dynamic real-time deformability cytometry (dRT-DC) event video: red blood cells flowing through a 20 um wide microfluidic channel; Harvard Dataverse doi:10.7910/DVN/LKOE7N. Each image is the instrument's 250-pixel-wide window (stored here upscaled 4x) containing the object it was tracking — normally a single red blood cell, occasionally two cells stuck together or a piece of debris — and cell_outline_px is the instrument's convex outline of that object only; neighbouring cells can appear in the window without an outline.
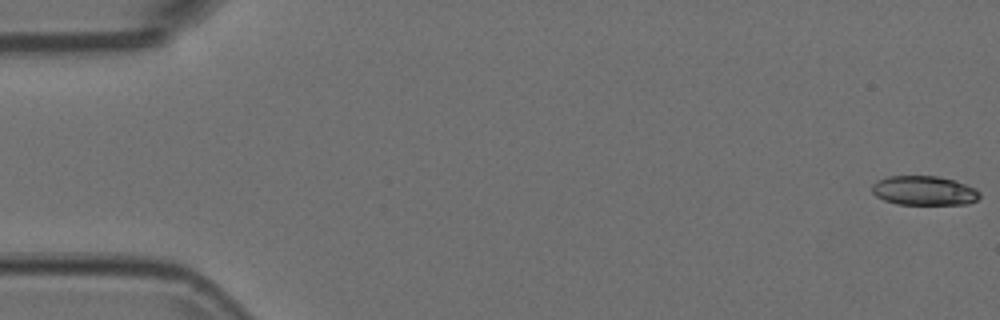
{"species": "Egyptian fruit bat (a non-hibernating species)", "species_latin": "Rousettus aegyptiacus", "temperature_condition": "room temperature", "stored_images_in_passage": 54, "camera_frame_rate_fps": 3000, "um_per_image_px": 0.085, "animal": {"sex": "female"}, "frame": {"image": 1, "passage_image": 1, "time_ms": 0.0, "image_size_px": [1000, 320], "cell_outline_px": [[980, 196], [976, 200], [968, 204], [896, 204], [884, 200], [876, 196], [872, 192], [872, 184], [876, 180], [888, 176], [936, 176], [956, 180], [976, 188], [980, 192]], "centroid_in_image_um": [78.55, 16.2], "position_along_channel_um": 6.5, "area_um2": 18.55}}
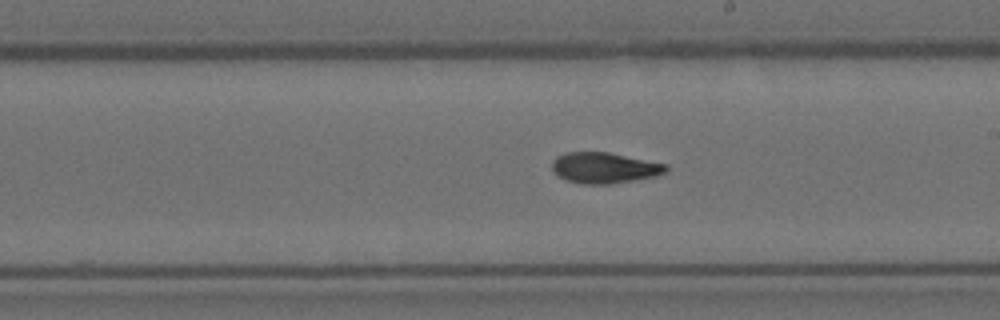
{"frame": {"image": 2, "passage_image": 31, "time_ms": 10.0, "image_size_px": [1000, 320], "cell_outline_px": [[668, 172], [656, 176], [612, 184], [580, 184], [564, 180], [556, 176], [552, 172], [552, 160], [556, 156], [564, 152], [608, 152], [668, 164]], "centroid_in_image_um": [51.34, 14.27], "position_along_channel_um": 237.7, "area_um2": 20.92}}
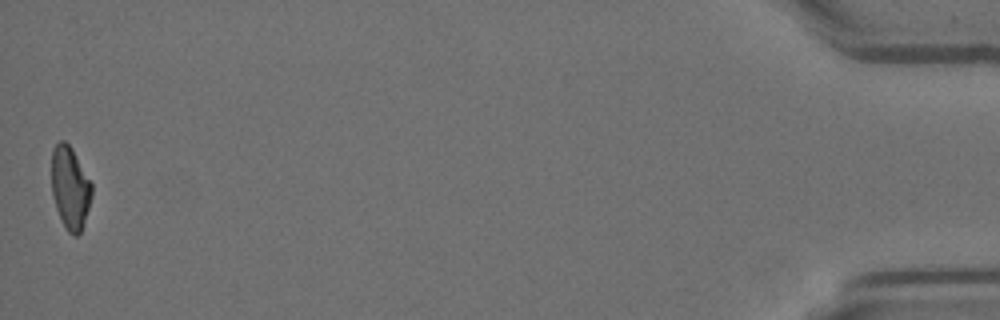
{"frame": {"image": 3, "passage_image": 54, "time_ms": 17.667, "image_size_px": [1000, 320], "cell_outline_px": [[92, 196], [80, 232], [76, 236], [72, 236], [68, 232], [56, 208], [52, 192], [52, 148], [60, 140], [64, 140], [72, 148], [92, 184]], "centroid_in_image_um": [5.96, 15.93], "position_along_channel_um": 429.2, "area_um2": 19.07}}